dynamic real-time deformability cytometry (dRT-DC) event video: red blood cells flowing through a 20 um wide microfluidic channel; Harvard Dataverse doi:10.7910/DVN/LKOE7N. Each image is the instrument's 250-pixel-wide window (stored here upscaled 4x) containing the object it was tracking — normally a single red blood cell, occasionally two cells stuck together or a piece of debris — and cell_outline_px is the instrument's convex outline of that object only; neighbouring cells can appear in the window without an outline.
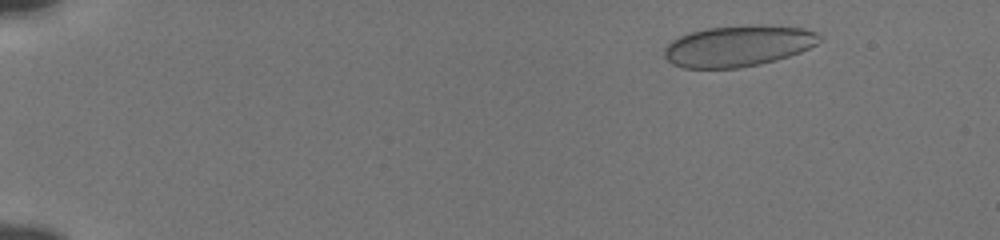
{"species": "human", "species_latin": "Homo sapiens", "temperature_condition": "cold", "stored_images_in_passage": 54, "camera_frame_rate_fps": 3000, "um_per_image_px": 0.085, "donor": {"sex": "male"}, "frame": {"image": 1, "passage_image": 7, "time_ms": 2.0, "image_size_px": [1000, 240], "cell_outline_px": [[824, 40], [800, 52], [776, 60], [760, 64], [740, 68], [684, 68], [672, 64], [664, 56], [664, 48], [672, 40], [688, 32], [704, 28], [756, 24], [764, 24], [804, 28], [816, 32]], "centroid_in_image_um": [62.75, 3.89], "position_along_channel_um": 22.2, "area_um2": 37.57}}
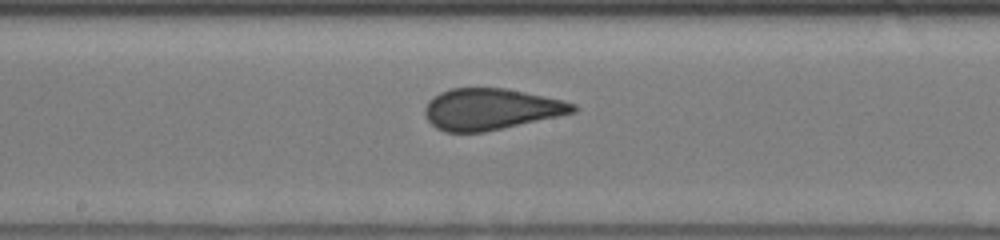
{"frame": {"image": 2, "passage_image": 31, "time_ms": 10.0, "image_size_px": [1000, 240], "cell_outline_px": [[580, 108], [576, 112], [484, 132], [444, 132], [436, 128], [424, 116], [424, 108], [428, 100], [440, 92], [452, 88], [504, 88], [564, 100], [576, 104]], "centroid_in_image_um": [41.71, 9.27], "position_along_channel_um": 206.5, "area_um2": 35.66}}
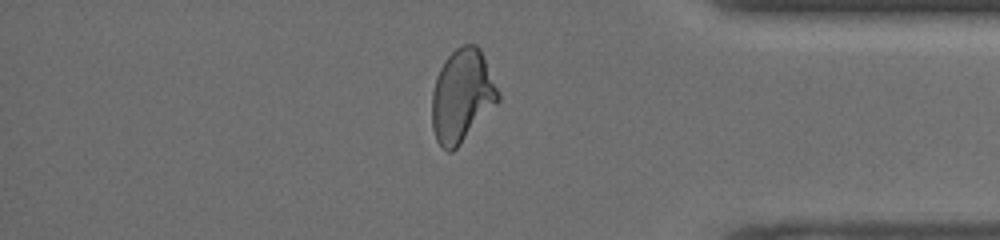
{"frame": {"image": 3, "passage_image": 47, "time_ms": 15.333, "image_size_px": [1000, 240], "cell_outline_px": [[500, 100], [460, 144], [452, 152], [448, 152], [436, 140], [432, 128], [432, 92], [436, 76], [444, 60], [456, 48], [464, 44], [476, 44], [480, 48], [484, 56], [500, 92]], "centroid_in_image_um": [39.27, 8.12], "position_along_channel_um": 395.9, "area_um2": 35.84}}